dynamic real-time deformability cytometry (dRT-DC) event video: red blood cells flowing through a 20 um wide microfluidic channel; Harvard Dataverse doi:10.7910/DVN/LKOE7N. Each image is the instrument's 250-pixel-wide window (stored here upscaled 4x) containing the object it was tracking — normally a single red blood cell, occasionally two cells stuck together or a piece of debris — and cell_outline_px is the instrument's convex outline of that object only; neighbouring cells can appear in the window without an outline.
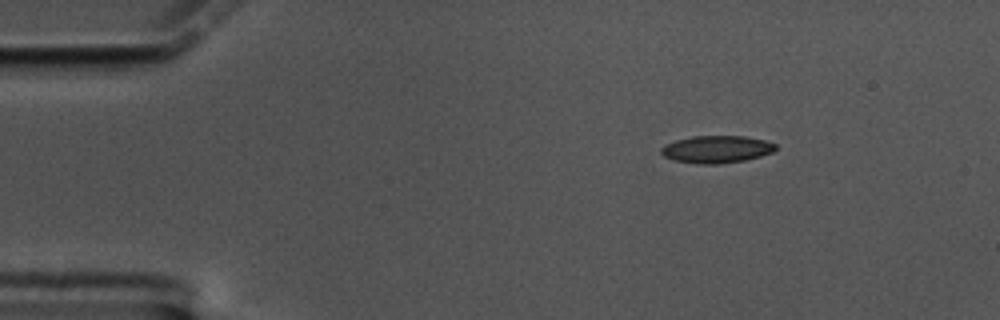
{"species": "common noctule bat (a hibernating species)", "species_latin": "Nyctalus noctula", "temperature_condition": "cold", "stored_images_in_passage": 34, "camera_frame_rate_fps": 3000, "um_per_image_px": 0.085, "animal": {"sex": "male", "body_mass_g": 17.5, "forearm_length_mm": 52.3}, "frame": {"image": 1, "passage_image": 1, "time_ms": 0.0, "image_size_px": [1000, 320], "cell_outline_px": [[776, 148], [772, 152], [760, 156], [744, 160], [716, 164], [700, 164], [676, 160], [664, 156], [660, 152], [660, 148], [664, 144], [676, 140], [692, 136], [744, 136], [764, 140], [776, 144]], "centroid_in_image_um": [60.88, 12.68], "position_along_channel_um": 24.1, "area_um2": 18.09}}
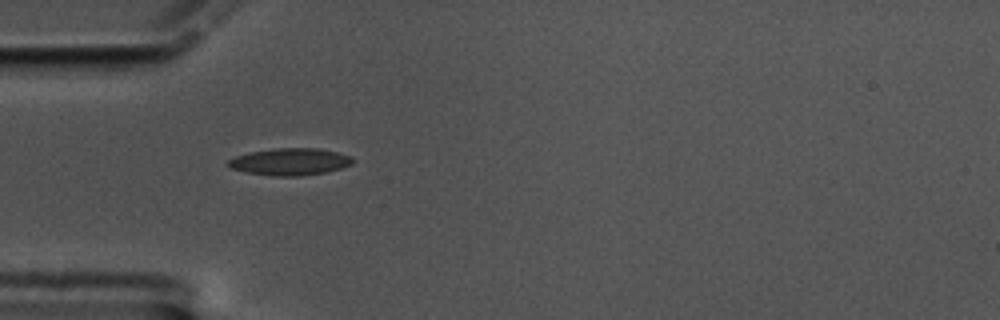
{"frame": {"image": 2, "passage_image": 10, "time_ms": 3.0, "image_size_px": [1000, 320], "cell_outline_px": [[352, 164], [340, 168], [324, 172], [300, 176], [272, 176], [248, 172], [232, 168], [228, 164], [228, 160], [236, 156], [248, 152], [276, 148], [316, 148], [336, 152], [352, 156]], "centroid_in_image_um": [24.65, 13.74], "position_along_channel_um": 60.4, "area_um2": 19.36}}